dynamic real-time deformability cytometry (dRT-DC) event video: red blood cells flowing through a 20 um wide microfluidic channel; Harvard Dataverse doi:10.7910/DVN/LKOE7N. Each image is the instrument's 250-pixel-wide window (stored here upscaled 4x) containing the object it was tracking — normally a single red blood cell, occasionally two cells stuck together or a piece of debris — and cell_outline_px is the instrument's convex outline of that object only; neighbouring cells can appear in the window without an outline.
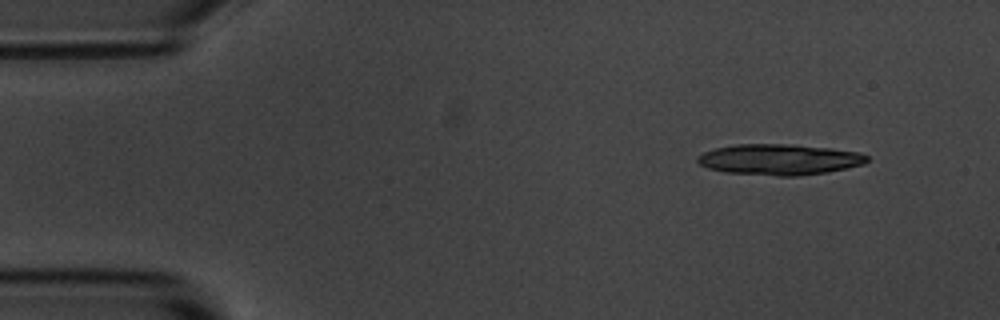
{"species": "common noctule bat (a hibernating species)", "species_latin": "Nyctalus noctula", "temperature_condition": "room temperature", "stored_images_in_passage": 4, "camera_frame_rate_fps": 3000, "um_per_image_px": 0.085, "animal": {"sex": "male", "body_mass_g": 20.1, "forearm_length_mm": 53.5}, "frame": {"image": 1, "passage_image": 1, "time_ms": 0.0, "image_size_px": [1000, 320], "cell_outline_px": [[868, 160], [864, 164], [828, 172], [800, 176], [776, 176], [724, 172], [708, 168], [700, 164], [696, 160], [696, 156], [704, 152], [716, 148], [736, 144], [792, 144], [832, 148], [860, 152], [868, 156]], "centroid_in_image_um": [66.25, 13.56], "position_along_channel_um": 18.7, "area_um2": 30.69}}